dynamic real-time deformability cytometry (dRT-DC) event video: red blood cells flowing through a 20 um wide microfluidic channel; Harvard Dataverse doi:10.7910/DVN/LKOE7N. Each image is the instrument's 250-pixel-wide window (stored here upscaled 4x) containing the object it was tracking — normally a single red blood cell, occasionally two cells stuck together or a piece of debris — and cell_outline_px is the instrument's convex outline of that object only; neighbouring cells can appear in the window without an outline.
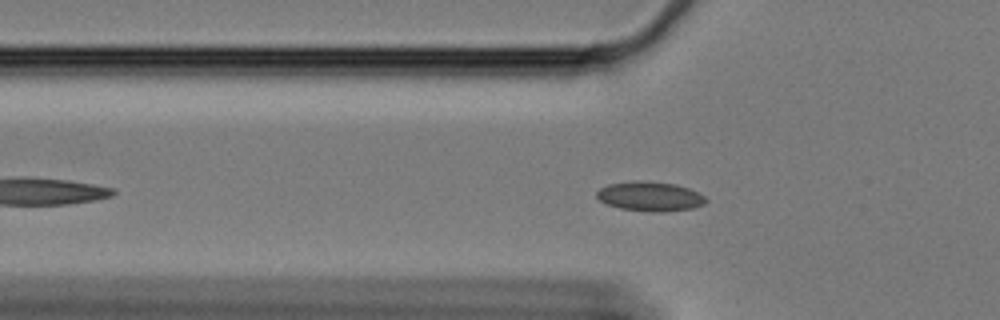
{"species": "Egyptian fruit bat (a non-hibernating species)", "species_latin": "Rousettus aegyptiacus", "temperature_condition": "cold", "stored_images_in_passage": 51, "camera_frame_rate_fps": 3000, "um_per_image_px": 0.085, "animal": {"sex": "female"}, "frame": {"image": 1, "passage_image": 11, "time_ms": 3.333, "image_size_px": [1000, 320], "cell_outline_px": [[708, 200], [704, 204], [692, 208], [660, 212], [648, 212], [620, 208], [608, 204], [600, 200], [596, 196], [596, 192], [600, 188], [608, 184], [636, 180], [676, 184], [688, 188], [704, 196]], "centroid_in_image_um": [55.24, 16.69], "position_along_channel_um": 70.6, "area_um2": 18.67}}
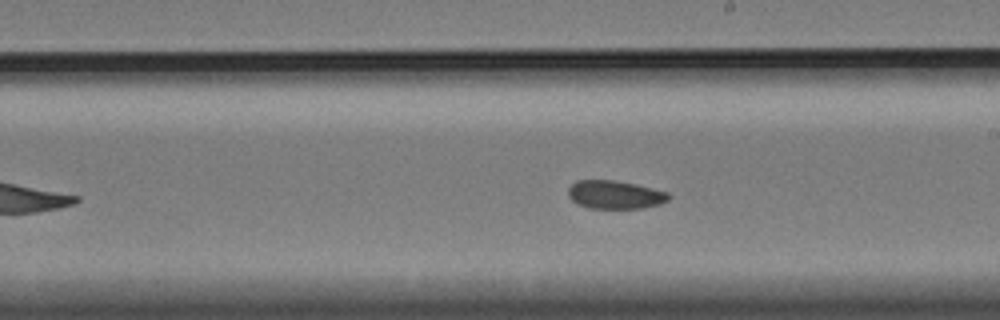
{"frame": {"image": 2, "passage_image": 26, "time_ms": 8.333, "image_size_px": [1000, 320], "cell_outline_px": [[672, 196], [668, 200], [660, 204], [644, 208], [588, 208], [576, 204], [568, 196], [568, 188], [576, 180], [612, 180], [636, 184], [668, 192]], "centroid_in_image_um": [52.27, 16.55], "position_along_channel_um": 236.7, "area_um2": 16.7}}
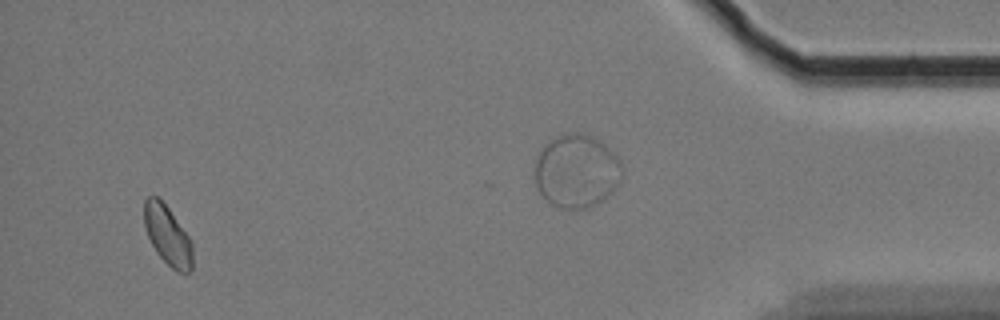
{"frame": {"image": 3, "passage_image": 49, "time_ms": 16.0, "image_size_px": [1000, 320], "cell_outline_px": [[192, 272], [176, 272], [156, 252], [148, 236], [144, 224], [144, 200], [148, 196], [156, 196], [168, 208], [192, 240]], "centroid_in_image_um": [14.25, 20.02], "position_along_channel_um": 420.9, "area_um2": 16.65}}